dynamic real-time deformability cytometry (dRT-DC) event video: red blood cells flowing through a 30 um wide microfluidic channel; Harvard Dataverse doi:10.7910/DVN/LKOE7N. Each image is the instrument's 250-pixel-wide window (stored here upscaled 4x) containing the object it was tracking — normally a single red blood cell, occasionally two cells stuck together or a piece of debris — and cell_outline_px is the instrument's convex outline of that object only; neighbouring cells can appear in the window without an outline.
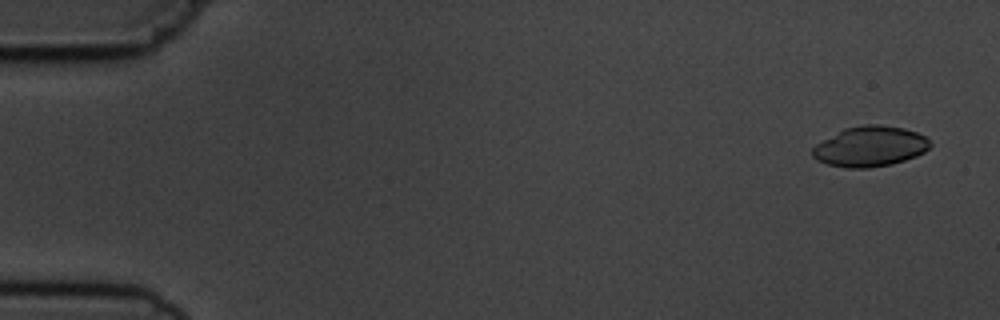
{"species": "common noctule bat (a hibernating species)", "species_latin": "Nyctalus noctula", "temperature_condition": "cold", "stored_images_in_passage": 6, "camera_frame_rate_fps": 3000, "um_per_image_px": 0.085, "animal": {"sex": "male", "body_mass_g": 19.5, "forearm_length_mm": 54.6}, "frame": {"image": 1, "passage_image": 1, "time_ms": 0.0, "image_size_px": [1000, 320], "cell_outline_px": [[932, 144], [924, 152], [916, 156], [892, 164], [868, 168], [848, 168], [828, 164], [816, 160], [812, 156], [812, 148], [816, 144], [844, 128], [864, 124], [880, 124], [904, 128], [916, 132], [924, 136]], "centroid_in_image_um": [73.94, 12.44], "position_along_channel_um": 11.1, "area_um2": 27.63}}